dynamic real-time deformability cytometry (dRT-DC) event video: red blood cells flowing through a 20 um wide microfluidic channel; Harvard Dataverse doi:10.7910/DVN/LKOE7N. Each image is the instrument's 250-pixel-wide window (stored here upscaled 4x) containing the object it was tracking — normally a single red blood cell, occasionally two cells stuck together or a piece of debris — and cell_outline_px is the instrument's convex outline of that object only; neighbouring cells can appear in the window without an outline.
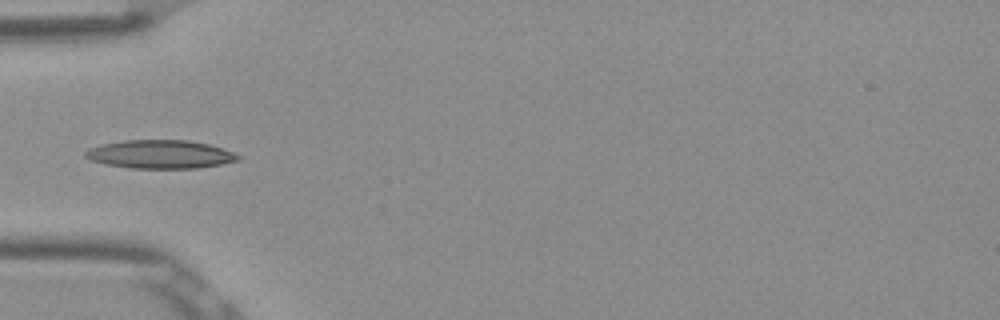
{"species": "Egyptian fruit bat (a non-hibernating species)", "species_latin": "Rousettus aegyptiacus", "temperature_condition": "room temperature", "stored_images_in_passage": 5, "camera_frame_rate_fps": 3000, "um_per_image_px": 0.085, "frame": {"image": 1, "passage_image": 4, "time_ms": 1.0, "image_size_px": [1000, 320], "cell_outline_px": [[240, 160], [220, 164], [196, 168], [132, 168], [104, 164], [92, 160], [84, 156], [84, 152], [88, 148], [100, 144], [124, 140], [188, 140], [208, 144], [232, 152], [240, 156]], "centroid_in_image_um": [13.57, 13.11], "position_along_channel_um": 71.4, "area_um2": 25.2}}
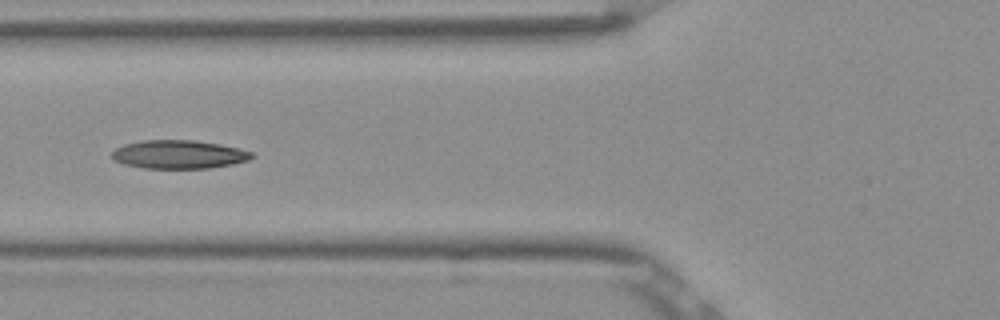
{"frame": {"image": 2, "passage_image": 5, "time_ms": 1.333, "image_size_px": [1000, 320], "cell_outline_px": [[256, 156], [248, 160], [232, 164], [208, 168], [144, 168], [124, 164], [116, 160], [112, 156], [112, 152], [116, 148], [124, 144], [144, 140], [196, 140], [220, 144], [240, 148], [252, 152]], "centroid_in_image_um": [15.24, 13.12], "position_along_channel_um": 110.6, "area_um2": 23.18}}